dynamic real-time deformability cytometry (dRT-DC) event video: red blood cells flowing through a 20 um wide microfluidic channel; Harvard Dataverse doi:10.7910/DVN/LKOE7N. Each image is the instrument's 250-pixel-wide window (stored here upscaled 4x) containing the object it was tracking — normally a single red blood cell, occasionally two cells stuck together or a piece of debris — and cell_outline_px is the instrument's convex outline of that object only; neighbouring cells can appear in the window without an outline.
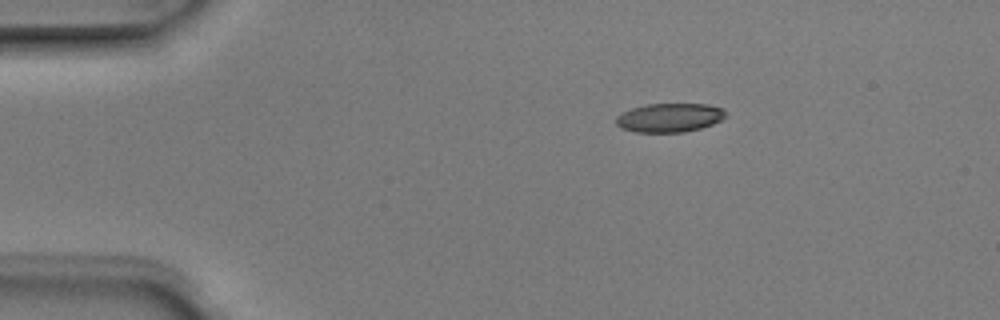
{"species": "Egyptian fruit bat (a non-hibernating species)", "species_latin": "Rousettus aegyptiacus", "temperature_condition": "room temperature", "stored_images_in_passage": 2, "camera_frame_rate_fps": 3000, "um_per_image_px": 0.085, "animal": {"sex": "male"}, "frame": {"image": 1, "passage_image": 1, "time_ms": 0.0, "image_size_px": [1000, 320], "cell_outline_px": [[728, 116], [712, 124], [700, 128], [684, 132], [636, 132], [620, 128], [616, 124], [616, 116], [632, 108], [648, 104], [708, 104], [724, 108]], "centroid_in_image_um": [56.93, 10.0], "position_along_channel_um": 28.1, "area_um2": 18.5}}